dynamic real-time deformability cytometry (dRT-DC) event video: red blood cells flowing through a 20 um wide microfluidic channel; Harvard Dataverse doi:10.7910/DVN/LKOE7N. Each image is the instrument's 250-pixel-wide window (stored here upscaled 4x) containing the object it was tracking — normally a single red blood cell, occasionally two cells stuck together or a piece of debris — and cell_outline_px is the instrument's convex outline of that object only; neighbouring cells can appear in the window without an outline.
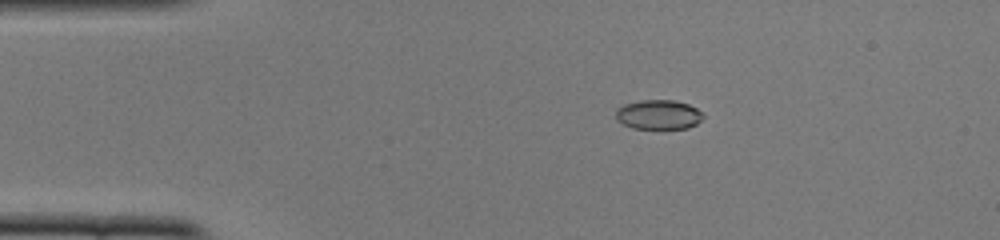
{"species": "common noctule bat (a hibernating species)", "species_latin": "Nyctalus noctula", "temperature_condition": "cold", "stored_images_in_passage": 49, "camera_frame_rate_fps": 3000, "um_per_image_px": 0.085, "animal": {"sex": "female", "body_mass_g": 22.0, "forearm_length_mm": 56.7}, "frame": {"image": 1, "passage_image": 7, "time_ms": 2.0, "image_size_px": [1000, 240], "cell_outline_px": [[704, 116], [696, 124], [688, 128], [632, 128], [616, 120], [616, 108], [624, 104], [640, 100], [672, 100], [688, 104], [704, 112]], "centroid_in_image_um": [55.97, 9.73], "position_along_channel_um": 29.0, "area_um2": 15.03}}
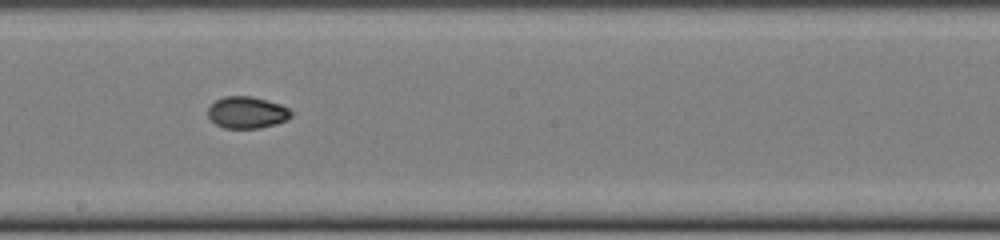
{"frame": {"image": 2, "passage_image": 26, "time_ms": 8.333, "image_size_px": [1000, 240], "cell_outline_px": [[292, 116], [288, 120], [276, 124], [260, 128], [224, 128], [216, 124], [208, 116], [208, 108], [216, 100], [224, 96], [252, 96], [280, 104], [288, 108], [292, 112]], "centroid_in_image_um": [21.01, 9.56], "position_along_channel_um": 227.2, "area_um2": 15.43}}
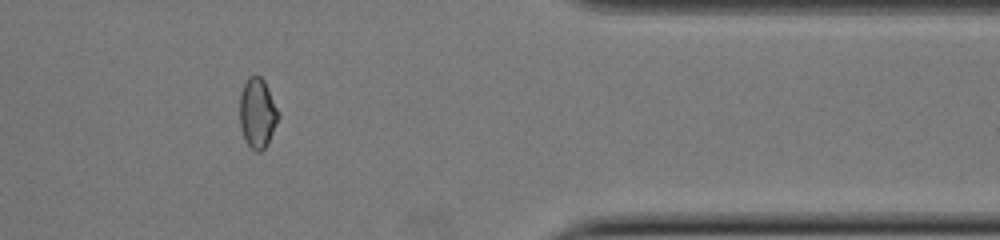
{"frame": {"image": 3, "passage_image": 40, "time_ms": 13.0, "image_size_px": [1000, 240], "cell_outline_px": [[280, 116], [268, 144], [260, 152], [256, 152], [248, 144], [240, 128], [240, 92], [248, 76], [260, 76], [264, 80], [268, 88]], "centroid_in_image_um": [21.88, 9.62], "position_along_channel_um": 389.5, "area_um2": 15.66}, "authors_computed_cell_mechanics": {"area_um2": 15.7794, "velocity_mm_per_s": 3.933, "shape_relaxation_time_tau1_ms": null, "shape_relaxation_time_tau2_ms": 4.3334, "deformation_change_tau1": null, "deformation_change_tau2": 0.045}}